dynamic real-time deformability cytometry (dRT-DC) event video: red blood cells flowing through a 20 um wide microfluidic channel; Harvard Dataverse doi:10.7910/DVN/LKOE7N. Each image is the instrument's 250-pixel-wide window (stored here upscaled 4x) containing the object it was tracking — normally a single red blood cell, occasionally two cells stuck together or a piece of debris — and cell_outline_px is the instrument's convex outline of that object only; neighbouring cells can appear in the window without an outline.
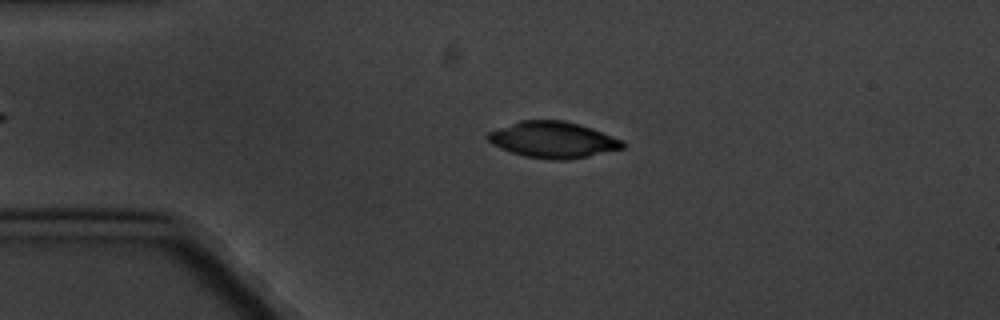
{"species": "common noctule bat (a hibernating species)", "species_latin": "Nyctalus noctula", "temperature_condition": "cold", "stored_images_in_passage": 3, "camera_frame_rate_fps": 3000, "um_per_image_px": 0.085, "animal": {"sex": "male", "body_mass_g": 20.1, "forearm_length_mm": 53.5}, "frame": {"image": 1, "passage_image": 2, "time_ms": 2.0, "image_size_px": [1000, 320], "cell_outline_px": [[624, 148], [588, 156], [568, 160], [552, 160], [524, 156], [512, 152], [492, 144], [484, 136], [488, 132], [520, 120], [564, 120], [580, 124], [592, 128], [624, 140]], "centroid_in_image_um": [47.01, 11.87], "position_along_channel_um": 38.0, "area_um2": 28.5}}